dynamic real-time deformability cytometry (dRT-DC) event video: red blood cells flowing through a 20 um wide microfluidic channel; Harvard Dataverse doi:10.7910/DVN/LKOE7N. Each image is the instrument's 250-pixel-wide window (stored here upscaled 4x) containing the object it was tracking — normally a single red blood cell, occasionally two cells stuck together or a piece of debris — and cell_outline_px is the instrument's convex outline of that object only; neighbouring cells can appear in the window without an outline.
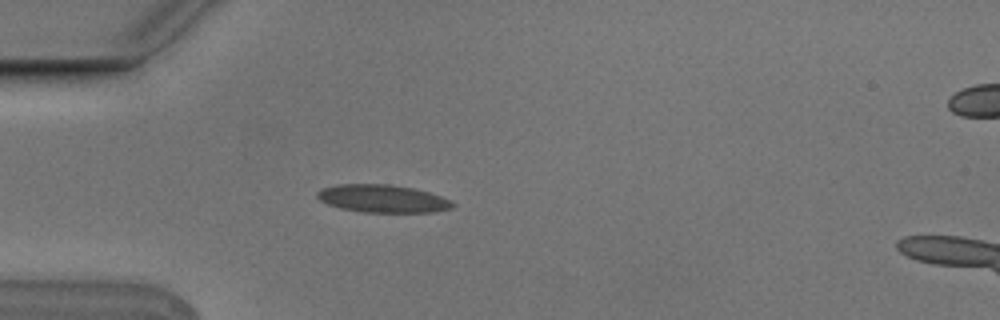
{"species": "Egyptian fruit bat (a non-hibernating species)", "species_latin": "Rousettus aegyptiacus", "temperature_condition": "cold", "stored_images_in_passage": 4, "camera_frame_rate_fps": 3000, "um_per_image_px": 0.085, "animal": {"sex": "male"}, "frame": {"image": 1, "passage_image": 3, "time_ms": 0.667, "image_size_px": [1000, 320], "cell_outline_px": [[456, 204], [452, 208], [436, 212], [364, 212], [340, 208], [328, 204], [320, 200], [316, 196], [316, 192], [320, 188], [336, 184], [388, 184], [412, 188], [428, 192], [452, 200]], "centroid_in_image_um": [32.51, 16.88], "position_along_channel_um": 52.5, "area_um2": 22.02}}